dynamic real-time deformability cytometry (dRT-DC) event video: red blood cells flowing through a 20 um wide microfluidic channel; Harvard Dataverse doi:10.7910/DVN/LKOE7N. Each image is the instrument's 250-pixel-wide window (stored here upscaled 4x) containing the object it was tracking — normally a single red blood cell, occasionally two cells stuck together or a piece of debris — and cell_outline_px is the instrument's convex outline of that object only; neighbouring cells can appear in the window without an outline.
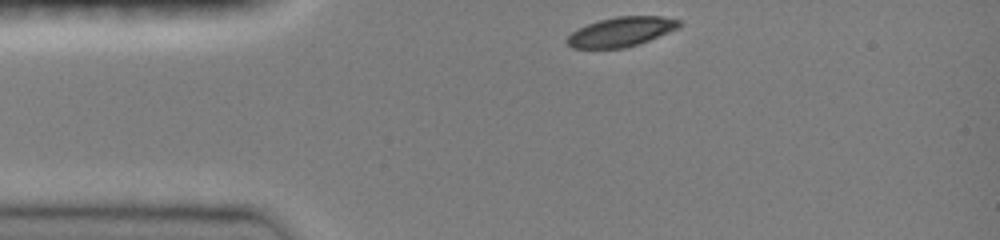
{"species": "common noctule bat (a hibernating species)", "species_latin": "Nyctalus noctula", "temperature_condition": "room temperature", "stored_images_in_passage": 27, "camera_frame_rate_fps": 3000, "um_per_image_px": 0.085, "animal": {"sex": "female", "body_mass_g": 19.0, "forearm_length_mm": 51.5}, "frame": {"image": 1, "passage_image": 1, "time_ms": 0.0, "image_size_px": [1000, 240], "cell_outline_px": [[684, 24], [680, 28], [640, 44], [624, 48], [572, 48], [564, 40], [572, 32], [588, 24], [600, 20], [616, 16], [660, 16], [680, 20]], "centroid_in_image_um": [52.85, 2.7], "position_along_channel_um": 32.1, "area_um2": 19.42}}
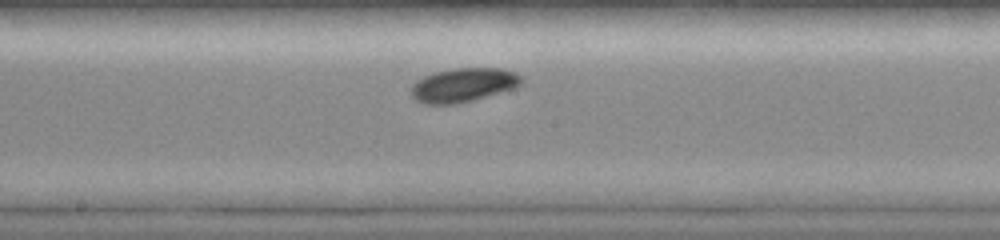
{"frame": {"image": 2, "passage_image": 17, "time_ms": 5.333, "image_size_px": [1000, 240], "cell_outline_px": [[524, 80], [520, 84], [512, 88], [472, 100], [456, 104], [424, 104], [416, 100], [408, 92], [412, 84], [416, 80], [424, 76], [436, 72], [452, 68], [504, 68], [516, 72]], "centroid_in_image_um": [39.33, 7.21], "position_along_channel_um": 208.9, "area_um2": 21.85}}
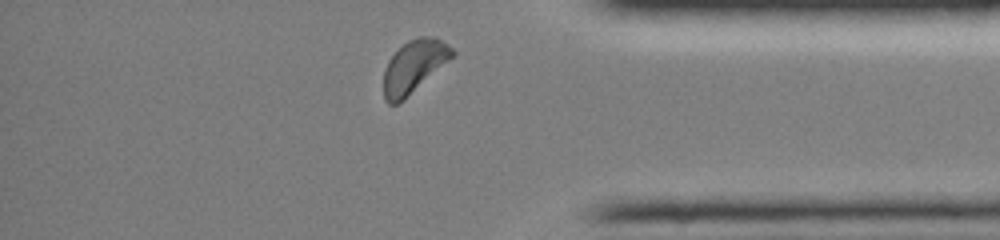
{"frame": {"image": 3, "passage_image": 27, "time_ms": 10.333, "image_size_px": [1000, 240], "cell_outline_px": [[456, 56], [404, 100], [396, 104], [388, 104], [384, 100], [384, 68], [388, 60], [408, 40], [420, 36], [436, 36], [452, 48], [456, 52]], "centroid_in_image_um": [35.23, 5.65], "position_along_channel_um": 400.0, "area_um2": 21.33}, "authors_computed_cell_mechanics": {"area_um2": 21.1548, "velocity_mm_per_s": 3.9509, "shape_relaxation_time_tau1_ms": 1.5243, "shape_relaxation_time_tau2_ms": null, "deformation_change_tau1": 0.0845, "deformation_change_tau2": null}}